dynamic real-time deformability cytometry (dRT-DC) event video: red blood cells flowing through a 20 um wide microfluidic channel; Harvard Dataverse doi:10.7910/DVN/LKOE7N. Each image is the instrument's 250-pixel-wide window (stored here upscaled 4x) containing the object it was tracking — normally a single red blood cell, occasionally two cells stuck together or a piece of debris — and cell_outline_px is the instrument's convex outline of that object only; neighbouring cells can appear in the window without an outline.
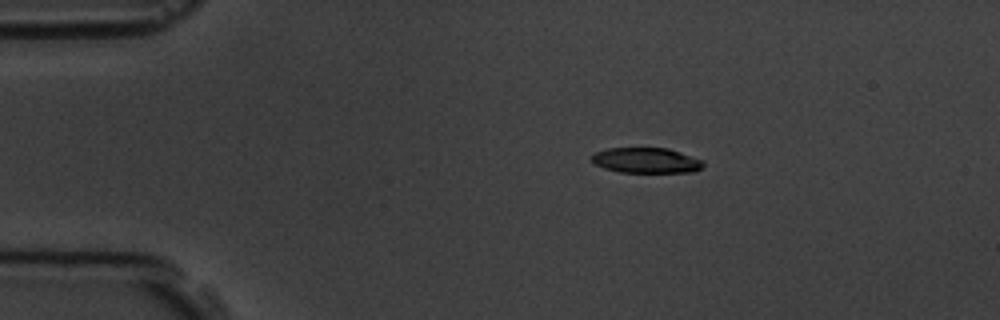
{"species": "common noctule bat (a hibernating species)", "species_latin": "Nyctalus noctula", "temperature_condition": "room temperature", "stored_images_in_passage": 6, "camera_frame_rate_fps": 3000, "um_per_image_px": 0.085, "animal": {"sex": "male", "body_mass_g": 19.5, "forearm_length_mm": 54.6}, "frame": {"image": 1, "passage_image": 3, "time_ms": 2.0, "image_size_px": [1000, 320], "cell_outline_px": [[704, 164], [700, 168], [692, 172], [620, 172], [604, 168], [596, 164], [592, 160], [592, 156], [596, 152], [608, 148], [668, 148], [704, 160]], "centroid_in_image_um": [54.95, 13.63], "position_along_channel_um": 30.0, "area_um2": 16.36}}
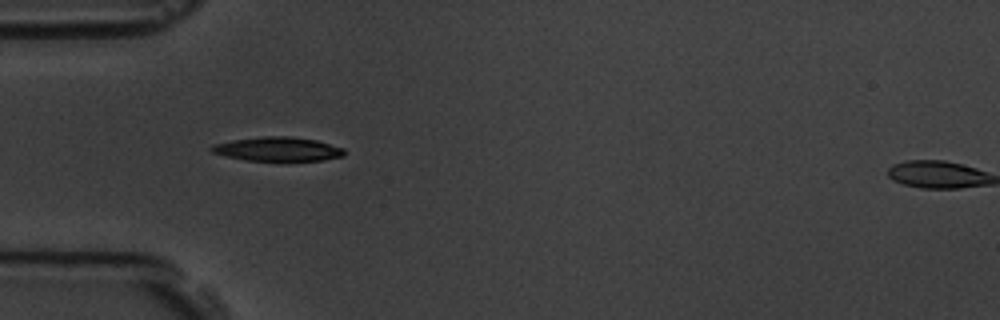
{"frame": {"image": 2, "passage_image": 5, "time_ms": 4.333, "image_size_px": [1000, 320], "cell_outline_px": [[344, 156], [324, 160], [244, 160], [224, 156], [212, 152], [208, 148], [212, 144], [232, 140], [264, 136], [292, 136], [316, 140], [344, 148]], "centroid_in_image_um": [23.57, 12.66], "position_along_channel_um": 61.4, "area_um2": 18.61}}
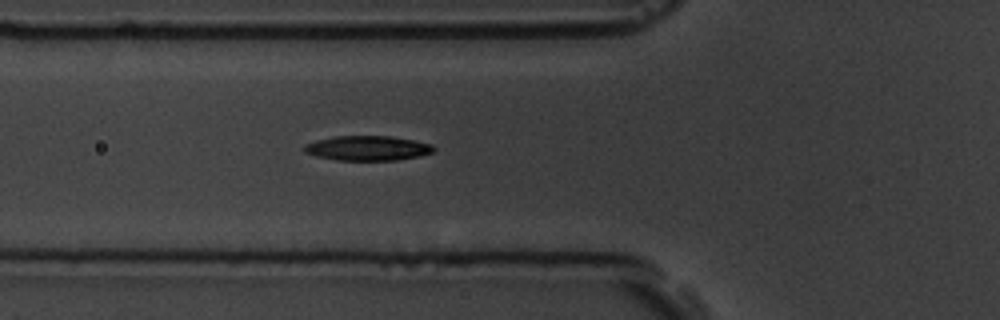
{"frame": {"image": 3, "passage_image": 6, "time_ms": 5.333, "image_size_px": [1000, 320], "cell_outline_px": [[436, 148], [432, 152], [420, 156], [396, 160], [336, 160], [316, 156], [304, 152], [304, 144], [316, 140], [336, 136], [388, 136], [412, 140], [432, 144]], "centroid_in_image_um": [31.23, 12.59], "position_along_channel_um": 94.6, "area_um2": 18.61}}